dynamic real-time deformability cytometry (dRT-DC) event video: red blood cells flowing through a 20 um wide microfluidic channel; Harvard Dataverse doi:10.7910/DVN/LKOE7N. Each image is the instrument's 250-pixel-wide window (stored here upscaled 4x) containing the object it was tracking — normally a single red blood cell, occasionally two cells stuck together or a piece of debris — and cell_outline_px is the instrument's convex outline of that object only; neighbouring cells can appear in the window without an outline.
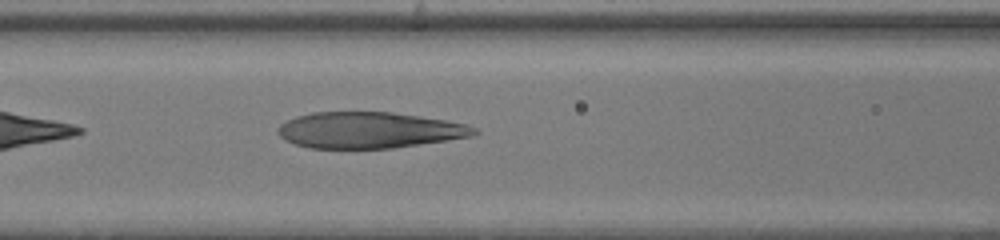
{"species": "human", "species_latin": "Homo sapiens", "temperature_condition": "warm", "stored_images_in_passage": 34, "camera_frame_rate_fps": 3000, "um_per_image_px": 0.085, "donor": {"sex": "female"}, "frame": {"image": 1, "passage_image": 6, "time_ms": 1.667, "image_size_px": [1000, 240], "cell_outline_px": [[480, 132], [472, 136], [448, 140], [392, 148], [308, 148], [284, 140], [276, 132], [276, 128], [280, 124], [296, 116], [312, 112], [392, 112], [420, 116], [468, 124], [476, 128]], "centroid_in_image_um": [31.37, 11.06], "position_along_channel_um": 135.2, "area_um2": 41.44}}
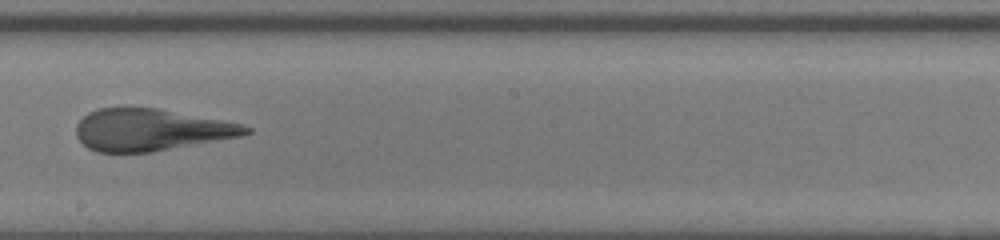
{"frame": {"image": 2, "passage_image": 13, "time_ms": 4.0, "image_size_px": [1000, 240], "cell_outline_px": [[252, 132], [240, 136], [152, 152], [96, 152], [88, 148], [76, 136], [76, 124], [88, 112], [96, 108], [160, 108], [244, 124], [252, 128]], "centroid_in_image_um": [12.82, 11.03], "position_along_channel_um": 235.4, "area_um2": 41.44}}
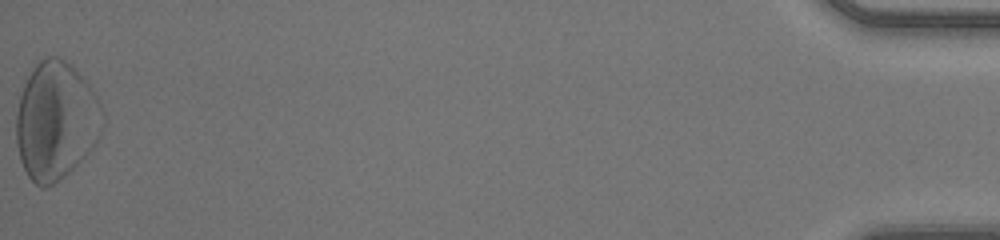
{"frame": {"image": 3, "passage_image": 34, "time_ms": 11.0, "image_size_px": [1000, 240], "cell_outline_px": [[104, 124], [96, 140], [88, 152], [60, 180], [48, 188], [40, 188], [28, 176], [20, 160], [16, 144], [16, 112], [20, 96], [24, 84], [32, 68], [44, 56], [56, 56], [72, 64], [88, 84], [96, 96], [104, 112]], "centroid_in_image_um": [4.73, 10.26], "position_along_channel_um": 430.5, "area_um2": 59.42}, "authors_computed_cell_mechanics": {"area_um2": 42.3963, "velocity_mm_per_s": 4.3237, "shape_relaxation_time_tau1_ms": 7.708, "shape_relaxation_time_tau2_ms": 1.4833, "deformation_change_tau1": 0.3118, "deformation_change_tau2": 0.1243}}